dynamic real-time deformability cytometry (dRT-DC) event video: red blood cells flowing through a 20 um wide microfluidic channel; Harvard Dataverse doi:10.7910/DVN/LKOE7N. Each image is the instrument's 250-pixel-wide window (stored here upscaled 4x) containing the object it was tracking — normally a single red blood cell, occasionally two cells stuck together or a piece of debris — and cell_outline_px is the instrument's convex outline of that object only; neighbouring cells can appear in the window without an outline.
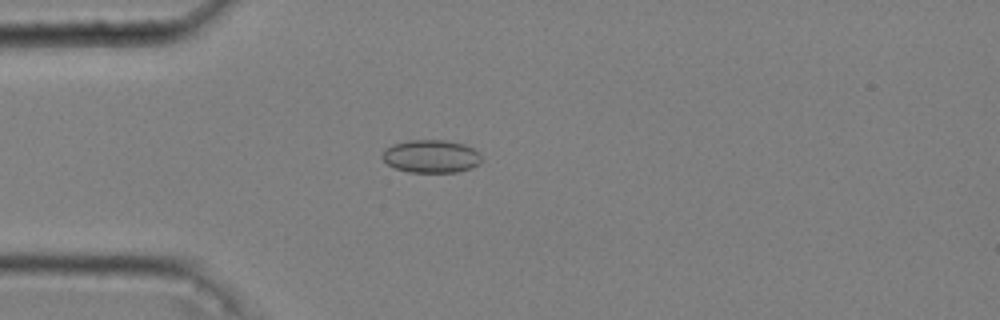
{"species": "common noctule bat (a hibernating species)", "species_latin": "Nyctalus noctula", "temperature_condition": "cold", "stored_images_in_passage": 53, "camera_frame_rate_fps": 3000, "um_per_image_px": 0.085, "animal": {"sex": "male", "body_mass_g": 20.4}, "frame": {"image": 1, "passage_image": 15, "time_ms": 4.667, "image_size_px": [1000, 320], "cell_outline_px": [[480, 164], [472, 168], [456, 172], [408, 172], [396, 168], [388, 164], [380, 156], [392, 144], [408, 140], [444, 140], [464, 144], [472, 148], [480, 156]], "centroid_in_image_um": [36.64, 13.29], "position_along_channel_um": 48.4, "area_um2": 18.9}}
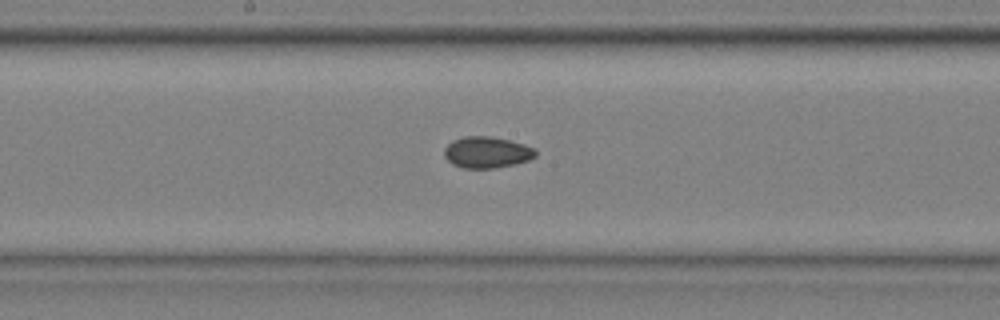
{"frame": {"image": 2, "passage_image": 29, "time_ms": 9.333, "image_size_px": [1000, 320], "cell_outline_px": [[536, 156], [528, 160], [516, 164], [492, 168], [464, 168], [452, 164], [444, 156], [444, 148], [452, 140], [464, 136], [492, 136], [524, 144], [536, 148]], "centroid_in_image_um": [41.38, 12.94], "position_along_channel_um": 206.8, "area_um2": 16.76}}
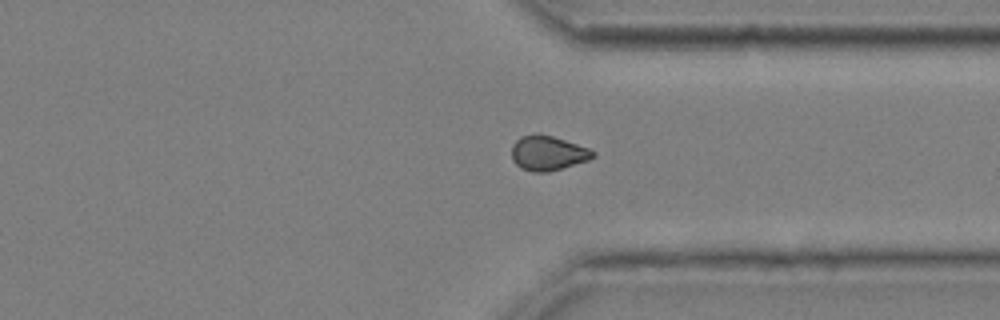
{"frame": {"image": 3, "passage_image": 42, "time_ms": 13.667, "image_size_px": [1000, 320], "cell_outline_px": [[596, 156], [588, 160], [548, 172], [532, 172], [520, 168], [512, 160], [512, 144], [520, 136], [536, 132], [552, 136], [588, 148], [596, 152]], "centroid_in_image_um": [46.53, 13.0], "position_along_channel_um": 364.9, "area_um2": 16.53}, "authors_computed_cell_mechanics": {"area_um2": 16.7042, "velocity_mm_per_s": 3.6413, "shape_relaxation_time_tau1_ms": 6.1702, "shape_relaxation_time_tau2_ms": 4.4426, "deformation_change_tau1": 0.0603, "deformation_change_tau2": 0.067}}